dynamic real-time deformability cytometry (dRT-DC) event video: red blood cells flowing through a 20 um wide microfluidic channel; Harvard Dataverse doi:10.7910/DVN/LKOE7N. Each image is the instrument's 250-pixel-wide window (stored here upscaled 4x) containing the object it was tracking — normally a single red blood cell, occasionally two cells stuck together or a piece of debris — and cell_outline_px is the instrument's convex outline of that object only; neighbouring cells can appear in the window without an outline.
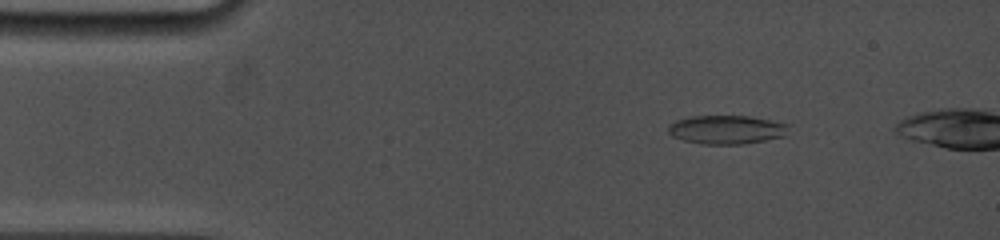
{"species": "common noctule bat (a hibernating species)", "species_latin": "Nyctalus noctula", "temperature_condition": "cold", "stored_images_in_passage": 8, "camera_frame_rate_fps": 5000, "um_per_image_px": 0.085, "animal": {"sex": "female", "body_mass_g": 19.0, "forearm_length_mm": 53.3}, "frame": {"image": 1, "passage_image": 3, "time_ms": 1.6, "image_size_px": [1000, 240], "cell_outline_px": [[788, 124], [784, 136], [744, 144], [700, 144], [684, 140], [672, 136], [668, 132], [668, 128], [676, 120], [692, 116], [748, 116]], "centroid_in_image_um": [61.72, 11.02], "position_along_channel_um": 23.3, "area_um2": 19.83}}
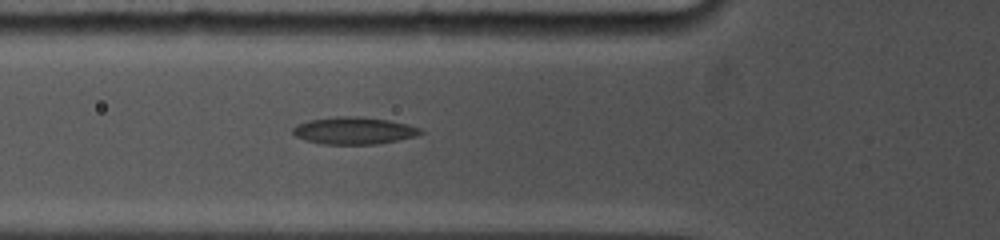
{"frame": {"image": 2, "passage_image": 8, "time_ms": 5.2, "image_size_px": [1000, 240], "cell_outline_px": [[424, 132], [416, 136], [376, 144], [324, 144], [304, 140], [296, 136], [292, 132], [292, 128], [296, 124], [308, 120], [336, 116], [360, 116], [388, 120], [408, 124], [420, 128]], "centroid_in_image_um": [30.05, 11.09], "position_along_channel_um": 95.7, "area_um2": 20.29}}